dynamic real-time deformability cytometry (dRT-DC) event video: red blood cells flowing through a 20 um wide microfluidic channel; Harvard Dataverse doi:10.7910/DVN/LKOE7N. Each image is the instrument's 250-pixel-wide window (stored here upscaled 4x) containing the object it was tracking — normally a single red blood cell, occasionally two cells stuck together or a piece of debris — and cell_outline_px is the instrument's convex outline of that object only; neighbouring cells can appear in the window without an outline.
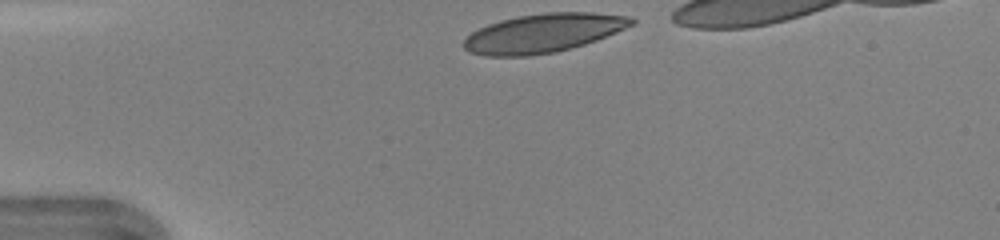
{"species": "human", "species_latin": "Homo sapiens", "temperature_condition": "warm", "stored_images_in_passage": 30, "camera_frame_rate_fps": 3000, "um_per_image_px": 0.085, "donor": {"sex": "female"}, "frame": {"image": 1, "passage_image": 1, "time_ms": 0.0, "image_size_px": [1000, 240], "cell_outline_px": [[636, 24], [596, 40], [584, 44], [556, 52], [528, 56], [484, 56], [468, 52], [464, 48], [464, 40], [472, 32], [488, 24], [500, 20], [520, 16], [544, 12], [592, 12], [632, 16], [636, 20]], "centroid_in_image_um": [46.21, 2.81], "position_along_channel_um": 38.8, "area_um2": 38.03}}
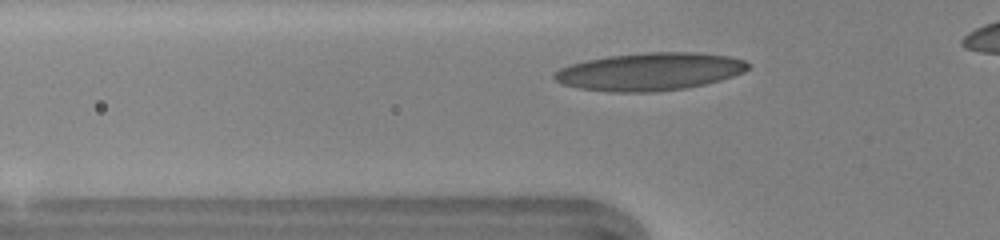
{"frame": {"image": 2, "passage_image": 6, "time_ms": 1.667, "image_size_px": [1000, 240], "cell_outline_px": [[752, 64], [744, 72], [720, 80], [704, 84], [684, 88], [652, 92], [612, 92], [580, 88], [560, 84], [552, 76], [560, 68], [584, 60], [608, 56], [648, 52], [696, 52], [728, 56], [744, 60]], "centroid_in_image_um": [55.23, 6.08], "position_along_channel_um": 70.6, "area_um2": 42.54}}
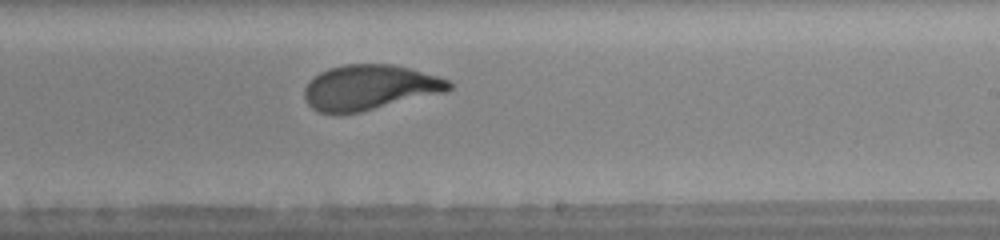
{"frame": {"image": 3, "passage_image": 19, "time_ms": 6.0, "image_size_px": [1000, 240], "cell_outline_px": [[452, 88], [444, 92], [360, 112], [320, 112], [312, 108], [308, 104], [304, 96], [304, 88], [320, 72], [328, 68], [344, 64], [392, 64], [440, 76], [448, 80], [452, 84]], "centroid_in_image_um": [31.43, 7.41], "position_along_channel_um": 257.6, "area_um2": 37.51}, "authors_computed_cell_mechanics": {"area_um2": 38.6104, "velocity_mm_per_s": 4.3179, "shape_relaxation_time_tau1_ms": 2.7657, "shape_relaxation_time_tau2_ms": null, "deformation_change_tau1": 0.1701, "deformation_change_tau2": null}}